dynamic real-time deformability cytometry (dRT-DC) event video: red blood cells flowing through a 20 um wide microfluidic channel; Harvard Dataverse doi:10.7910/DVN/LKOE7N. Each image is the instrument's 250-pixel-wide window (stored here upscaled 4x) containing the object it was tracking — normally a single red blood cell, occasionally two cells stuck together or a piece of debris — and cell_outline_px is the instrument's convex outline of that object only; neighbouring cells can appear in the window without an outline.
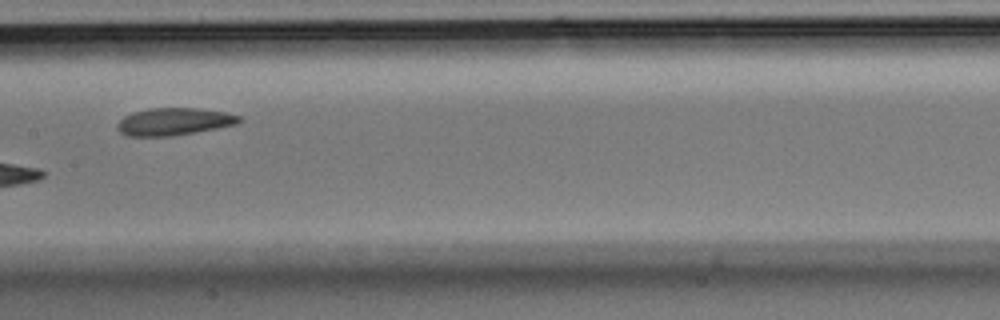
{"species": "Egyptian fruit bat (a non-hibernating species)", "species_latin": "Rousettus aegyptiacus", "temperature_condition": "room temperature", "stored_images_in_passage": 8, "segment_of_instrument_passage": [1, 2], "camera_frame_rate_fps": 3000, "um_per_image_px": 0.085, "animal": {"sex": "male"}, "frame": {"image": 1, "passage_image": 7, "time_ms": 2.0, "image_size_px": [1000, 320], "cell_outline_px": [[240, 124], [168, 136], [128, 136], [120, 132], [116, 128], [116, 124], [124, 116], [132, 112], [148, 108], [200, 108], [224, 112], [240, 116]], "centroid_in_image_um": [14.75, 10.32], "position_along_channel_um": 192.6, "area_um2": 19.36}}